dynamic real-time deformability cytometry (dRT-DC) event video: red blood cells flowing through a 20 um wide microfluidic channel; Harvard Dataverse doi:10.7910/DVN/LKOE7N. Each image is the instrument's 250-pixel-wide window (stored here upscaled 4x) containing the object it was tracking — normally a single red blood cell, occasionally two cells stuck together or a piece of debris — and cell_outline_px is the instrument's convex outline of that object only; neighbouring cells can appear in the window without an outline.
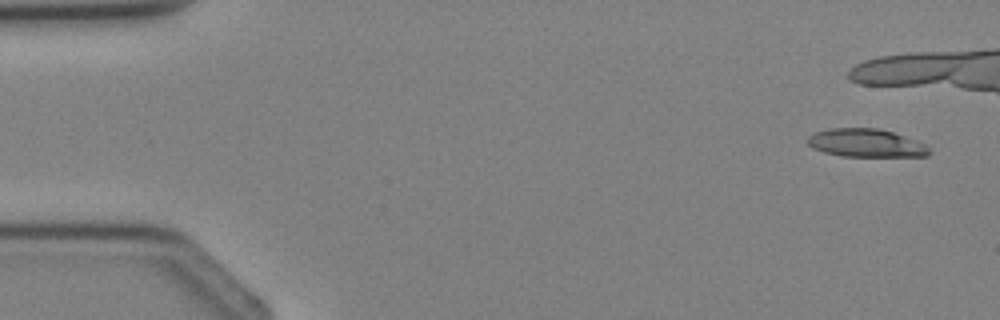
{"species": "Egyptian fruit bat (a non-hibernating species)", "species_latin": "Rousettus aegyptiacus", "temperature_condition": "cold", "stored_images_in_passage": 5, "segment_of_instrument_passage": [2, 2], "camera_frame_rate_fps": 3000, "um_per_image_px": 0.085, "animal": {"sex": "female"}, "frame": {"image": 1, "passage_image": 5, "time_ms": 5.667, "image_size_px": [1000, 320], "cell_outline_px": [[932, 152], [928, 156], [840, 156], [824, 152], [812, 148], [804, 140], [808, 136], [816, 132], [828, 128], [876, 128], [892, 132], [916, 140], [924, 144]], "centroid_in_image_um": [73.57, 12.16], "position_along_channel_um": 11.4, "area_um2": 20.0}}